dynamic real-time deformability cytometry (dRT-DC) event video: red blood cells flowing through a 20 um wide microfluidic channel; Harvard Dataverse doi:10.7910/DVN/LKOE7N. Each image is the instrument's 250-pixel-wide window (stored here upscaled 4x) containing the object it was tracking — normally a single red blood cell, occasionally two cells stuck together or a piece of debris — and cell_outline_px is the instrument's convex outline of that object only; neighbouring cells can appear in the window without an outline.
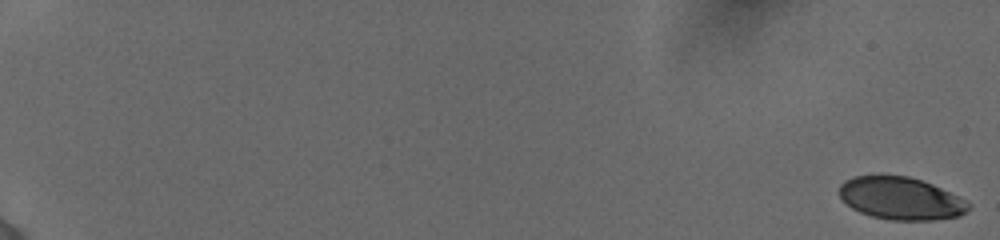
{"species": "human", "species_latin": "Homo sapiens", "temperature_condition": "cold", "stored_images_in_passage": 15, "camera_frame_rate_fps": 3000, "um_per_image_px": 0.085, "donor": {"sex": "female"}, "frame": {"image": 1, "passage_image": 1, "time_ms": 0.0, "image_size_px": [1000, 240], "cell_outline_px": [[972, 204], [960, 216], [936, 220], [888, 220], [872, 216], [860, 212], [852, 208], [840, 196], [840, 184], [844, 180], [852, 176], [880, 172], [908, 176], [932, 184]], "centroid_in_image_um": [76.51, 16.82], "position_along_channel_um": 8.5, "area_um2": 32.48}}
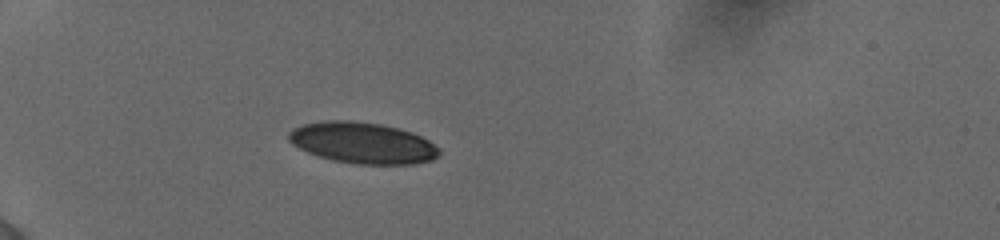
{"frame": {"image": 2, "passage_image": 15, "time_ms": 6.333, "image_size_px": [1000, 240], "cell_outline_px": [[440, 156], [432, 160], [412, 164], [360, 164], [332, 160], [308, 152], [292, 144], [288, 140], [288, 132], [292, 128], [300, 124], [320, 120], [352, 120], [380, 124], [412, 132], [428, 140], [440, 148]], "centroid_in_image_um": [30.8, 12.13], "position_along_channel_um": 54.2, "area_um2": 36.3}}